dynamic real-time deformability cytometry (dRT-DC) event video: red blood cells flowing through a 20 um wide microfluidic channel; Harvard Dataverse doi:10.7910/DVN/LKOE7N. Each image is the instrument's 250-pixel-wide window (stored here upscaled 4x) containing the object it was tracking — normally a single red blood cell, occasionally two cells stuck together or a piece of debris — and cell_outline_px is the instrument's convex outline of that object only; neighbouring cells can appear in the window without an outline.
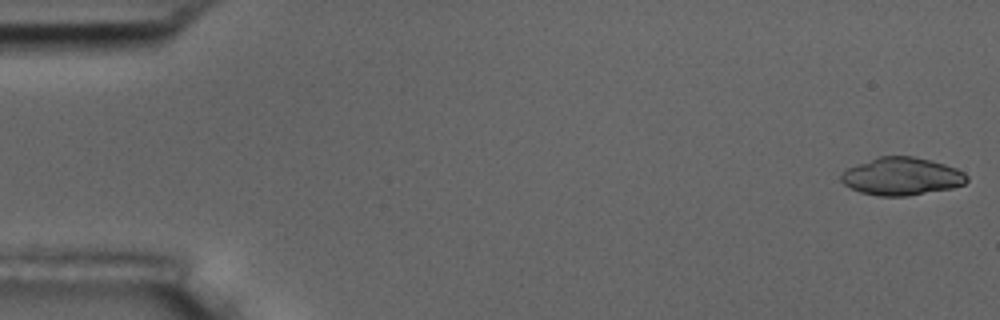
{"species": "common noctule bat (a hibernating species)", "species_latin": "Nyctalus noctula", "temperature_condition": "room temperature", "stored_images_in_passage": 55, "camera_frame_rate_fps": 3000, "um_per_image_px": 0.085, "animal": {"sex": "male", "body_mass_g": 17.5, "forearm_length_mm": 52.3}, "frame": {"image": 1, "passage_image": 1, "time_ms": 0.0, "image_size_px": [1000, 320], "cell_outline_px": [[968, 180], [964, 184], [952, 188], [908, 196], [876, 196], [860, 192], [844, 184], [840, 180], [840, 176], [848, 168], [880, 156], [912, 156], [932, 160], [956, 168], [964, 172], [968, 176]], "centroid_in_image_um": [76.67, 15.0], "position_along_channel_um": 8.3, "area_um2": 27.57}}
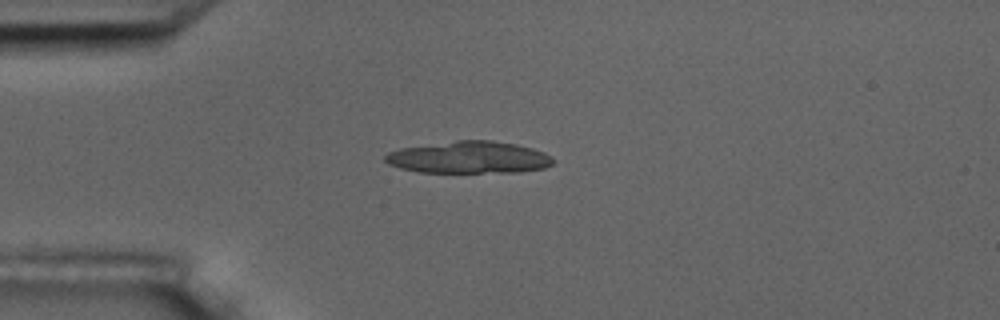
{"frame": {"image": 2, "passage_image": 14, "time_ms": 4.333, "image_size_px": [1000, 320], "cell_outline_px": [[556, 160], [552, 164], [544, 168], [520, 172], [420, 172], [400, 168], [388, 164], [384, 160], [384, 156], [388, 152], [400, 148], [456, 140], [492, 140], [516, 144], [532, 148], [544, 152], [552, 156]], "centroid_in_image_um": [39.88, 13.37], "position_along_channel_um": 45.1, "area_um2": 31.56}, "authors_computed_cell_mechanics": {"area_um2": 27.8018, "velocity_mm_per_s": 3.6301, "shape_relaxation_time_tau1_ms": null, "shape_relaxation_time_tau2_ms": 4.3315, "deformation_change_tau1": null, "deformation_change_tau2": 0.0862}}